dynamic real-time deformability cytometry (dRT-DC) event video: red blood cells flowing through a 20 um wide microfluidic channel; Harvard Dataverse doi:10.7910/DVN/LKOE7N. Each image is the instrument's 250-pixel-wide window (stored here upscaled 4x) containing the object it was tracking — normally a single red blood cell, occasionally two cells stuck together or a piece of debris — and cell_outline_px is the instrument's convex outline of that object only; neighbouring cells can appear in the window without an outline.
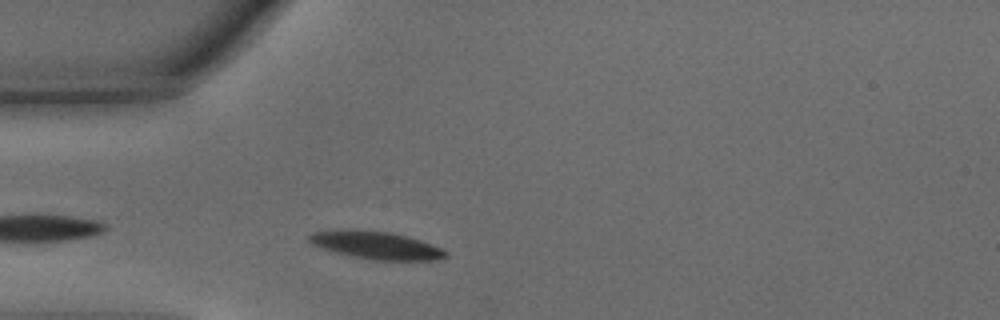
{"species": "common noctule bat (a hibernating species)", "species_latin": "Nyctalus noctula", "temperature_condition": "warm", "stored_images_in_passage": 6, "camera_frame_rate_fps": 3000, "um_per_image_px": 0.085, "animal": {"sex": "male", "body_mass_g": 15.6}, "frame": {"image": 1, "passage_image": 2, "time_ms": 0.333, "image_size_px": [1000, 320], "cell_outline_px": [[448, 256], [436, 260], [372, 260], [352, 256], [336, 252], [312, 244], [308, 240], [308, 236], [312, 232], [388, 232], [408, 236], [432, 244], [448, 252]], "centroid_in_image_um": [32.09, 20.9], "position_along_channel_um": 52.9, "area_um2": 20.98}}